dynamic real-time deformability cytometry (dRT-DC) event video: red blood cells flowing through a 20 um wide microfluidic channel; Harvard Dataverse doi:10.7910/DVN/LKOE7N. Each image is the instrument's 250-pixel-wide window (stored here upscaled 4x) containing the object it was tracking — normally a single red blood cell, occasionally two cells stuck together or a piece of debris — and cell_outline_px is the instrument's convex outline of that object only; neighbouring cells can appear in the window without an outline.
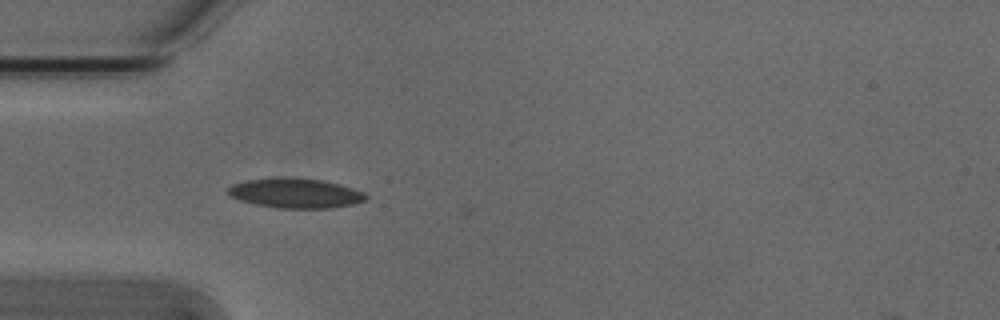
{"species": "Egyptian fruit bat (a non-hibernating species)", "species_latin": "Rousettus aegyptiacus", "temperature_condition": "cold", "stored_images_in_passage": 2, "camera_frame_rate_fps": 3000, "um_per_image_px": 0.085, "animal": {"sex": "male"}, "frame": {"image": 1, "passage_image": 1, "time_ms": 0.0, "image_size_px": [1000, 320], "cell_outline_px": [[368, 200], [352, 204], [332, 208], [276, 208], [256, 204], [240, 200], [228, 196], [224, 192], [232, 184], [248, 180], [276, 176], [296, 176], [320, 180], [340, 184], [364, 192], [368, 196]], "centroid_in_image_um": [25.08, 16.4], "position_along_channel_um": 59.9, "area_um2": 24.45}}